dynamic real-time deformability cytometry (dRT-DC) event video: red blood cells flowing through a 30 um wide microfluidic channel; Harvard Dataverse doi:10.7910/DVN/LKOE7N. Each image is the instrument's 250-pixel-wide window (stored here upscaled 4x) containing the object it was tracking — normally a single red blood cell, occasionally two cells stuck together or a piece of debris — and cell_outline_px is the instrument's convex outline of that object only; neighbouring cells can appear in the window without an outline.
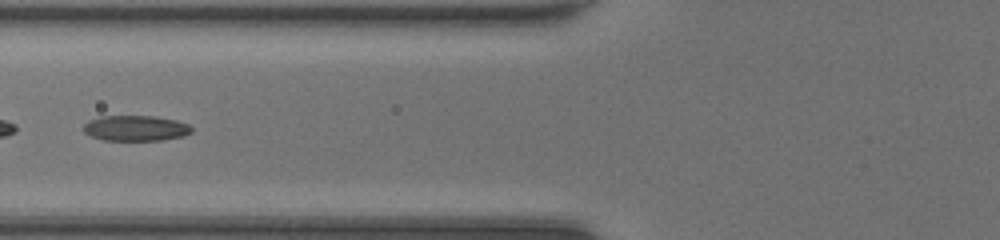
{"species": "common noctule bat (a hibernating species)", "species_latin": "Nyctalus noctula", "temperature_condition": "room temperature", "stored_images_in_passage": 44, "segment_of_instrument_passage": [2, 2], "camera_frame_rate_fps": 3000, "um_per_image_px": 0.085, "animal": {"sex": "female", "body_mass_g": 20.0, "forearm_length_mm": 54.0}, "frame": {"image": 1, "passage_image": 18, "time_ms": 5.667, "image_size_px": [1000, 240], "cell_outline_px": [[192, 132], [184, 136], [164, 140], [104, 140], [92, 136], [84, 132], [84, 124], [88, 120], [100, 116], [156, 116], [176, 120], [188, 124], [192, 128]], "centroid_in_image_um": [11.55, 10.89], "position_along_channel_um": 114.3, "area_um2": 16.13}}
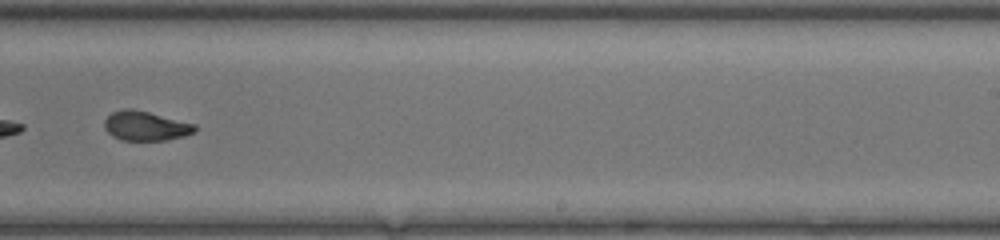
{"frame": {"image": 2, "passage_image": 29, "time_ms": 9.333, "image_size_px": [1000, 240], "cell_outline_px": [[196, 132], [184, 136], [164, 140], [120, 140], [112, 136], [104, 128], [104, 120], [112, 112], [124, 108], [132, 108], [196, 124]], "centroid_in_image_um": [12.36, 10.7], "position_along_channel_um": 276.6, "area_um2": 15.55}}